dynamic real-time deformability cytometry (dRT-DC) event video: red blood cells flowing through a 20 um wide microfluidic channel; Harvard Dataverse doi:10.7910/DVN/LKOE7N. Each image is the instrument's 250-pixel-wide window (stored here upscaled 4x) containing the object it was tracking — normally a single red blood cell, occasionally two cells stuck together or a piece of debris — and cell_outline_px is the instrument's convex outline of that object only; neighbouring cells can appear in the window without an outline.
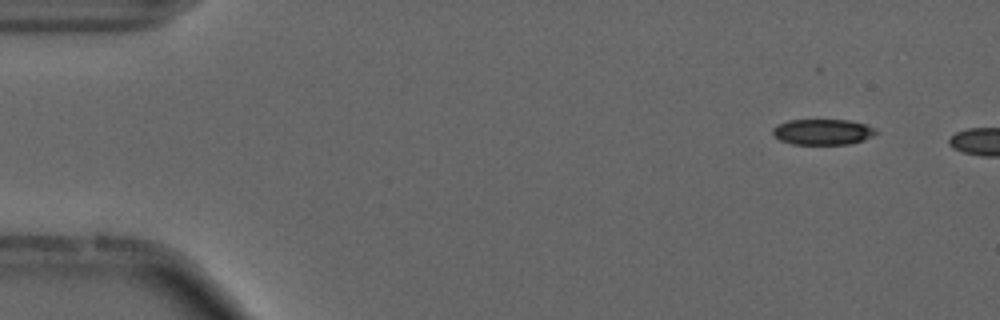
{"species": "common noctule bat (a hibernating species)", "species_latin": "Nyctalus noctula", "temperature_condition": "cold", "stored_images_in_passage": 4, "camera_frame_rate_fps": 3000, "um_per_image_px": 0.085, "animal": {"sex": "male", "forearm_length_mm": 52.5}, "frame": {"image": 1, "passage_image": 1, "time_ms": 0.0, "image_size_px": [1000, 320], "cell_outline_px": [[880, 132], [864, 140], [848, 144], [792, 144], [780, 140], [772, 132], [772, 128], [788, 120], [848, 120], [864, 124], [876, 128]], "centroid_in_image_um": [69.97, 11.21], "position_along_channel_um": 15.0, "area_um2": 15.43}}